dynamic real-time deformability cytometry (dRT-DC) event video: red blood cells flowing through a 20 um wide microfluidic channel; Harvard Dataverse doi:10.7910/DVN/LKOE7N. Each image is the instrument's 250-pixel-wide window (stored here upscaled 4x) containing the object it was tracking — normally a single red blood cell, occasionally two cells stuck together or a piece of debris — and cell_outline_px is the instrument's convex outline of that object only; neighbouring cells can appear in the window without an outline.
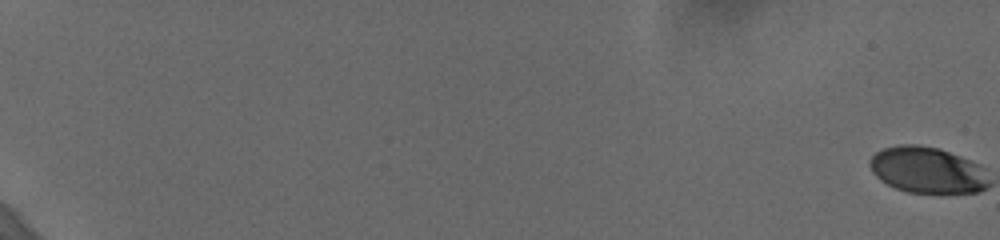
{"species": "human", "species_latin": "Homo sapiens", "temperature_condition": "cold", "stored_images_in_passage": 59, "camera_frame_rate_fps": 3000, "um_per_image_px": 0.085, "donor": {"sex": "female"}, "frame": {"image": 1, "passage_image": 1, "time_ms": 0.0, "image_size_px": [1000, 240], "cell_outline_px": [[980, 188], [972, 192], [924, 192], [904, 188], [892, 184], [880, 176], [872, 164], [876, 156], [880, 152], [892, 148], [932, 148], [944, 152], [952, 156], [980, 184]], "centroid_in_image_um": [78.55, 14.51], "position_along_channel_um": 6.5, "area_um2": 25.43}}
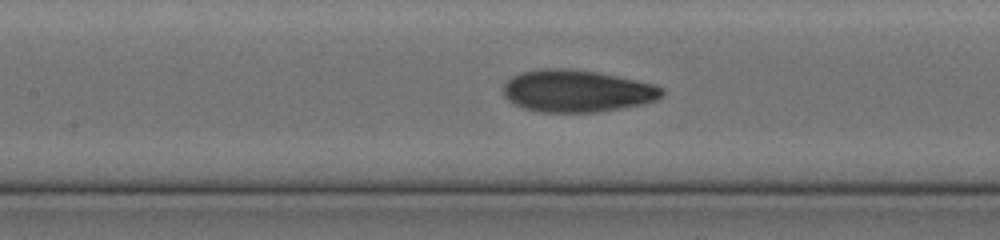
{"frame": {"image": 2, "passage_image": 34, "time_ms": 11.0, "image_size_px": [1000, 240], "cell_outline_px": [[660, 92], [652, 96], [636, 100], [588, 108], [556, 108], [532, 104], [516, 96], [512, 92], [512, 84], [516, 80], [524, 76], [544, 72], [564, 72], [596, 76], [656, 88]], "centroid_in_image_um": [49.05, 7.69], "position_along_channel_um": 158.4, "area_um2": 27.22}}
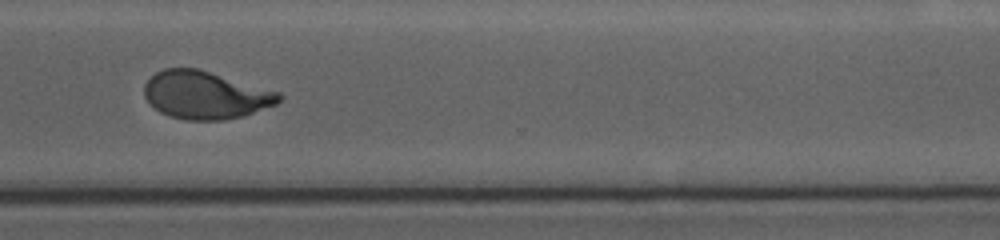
{"frame": {"image": 3, "passage_image": 50, "time_ms": 16.333, "image_size_px": [1000, 240], "cell_outline_px": [[280, 96], [272, 104], [248, 112], [232, 116], [180, 116], [168, 112], [160, 108], [148, 96], [148, 84], [160, 72], [172, 68], [188, 68], [204, 72]], "centroid_in_image_um": [17.39, 8.02], "position_along_channel_um": 353.2, "area_um2": 31.44}}